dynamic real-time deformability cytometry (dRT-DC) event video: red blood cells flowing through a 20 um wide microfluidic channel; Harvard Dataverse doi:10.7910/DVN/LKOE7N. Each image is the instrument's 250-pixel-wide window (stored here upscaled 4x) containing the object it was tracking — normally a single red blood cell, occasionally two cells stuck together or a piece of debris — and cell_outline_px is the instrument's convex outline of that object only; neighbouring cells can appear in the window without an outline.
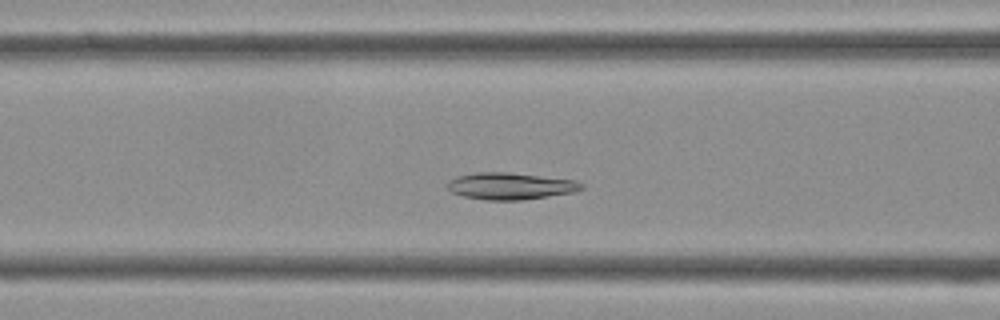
{"species": "Egyptian fruit bat (a non-hibernating species)", "species_latin": "Rousettus aegyptiacus", "temperature_condition": "cold", "stored_images_in_passage": 38, "camera_frame_rate_fps": 3000, "um_per_image_px": 0.085, "frame": {"image": 1, "passage_image": 12, "time_ms": 3.667, "image_size_px": [1000, 320], "cell_outline_px": [[584, 188], [576, 192], [520, 200], [484, 200], [464, 196], [452, 192], [448, 188], [448, 180], [456, 176], [476, 172], [508, 172], [576, 180], [584, 184]], "centroid_in_image_um": [43.4, 15.81], "position_along_channel_um": 123.2, "area_um2": 21.04}}
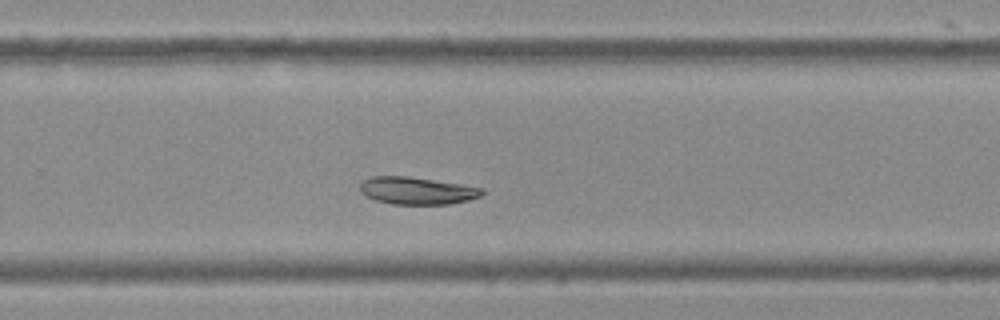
{"frame": {"image": 2, "passage_image": 23, "time_ms": 7.333, "image_size_px": [1000, 320], "cell_outline_px": [[484, 192], [480, 196], [468, 200], [452, 204], [392, 204], [376, 200], [364, 196], [360, 192], [360, 184], [364, 180], [372, 176], [408, 176], [460, 184], [484, 188]], "centroid_in_image_um": [35.42, 16.21], "position_along_channel_um": 294.4, "area_um2": 19.48}}
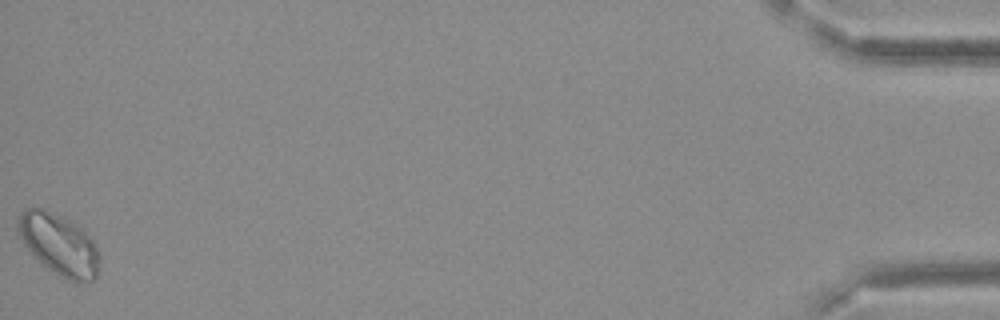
{"frame": {"image": 3, "passage_image": 38, "time_ms": 12.333, "image_size_px": [1000, 320], "cell_outline_px": [[100, 256], [96, 280], [76, 284], [68, 280], [48, 268], [28, 252], [16, 232], [16, 216], [24, 208], [32, 204], [44, 208], [72, 220], [84, 228], [92, 240]], "centroid_in_image_um": [4.97, 20.72], "position_along_channel_um": 430.2, "area_um2": 30.35}}